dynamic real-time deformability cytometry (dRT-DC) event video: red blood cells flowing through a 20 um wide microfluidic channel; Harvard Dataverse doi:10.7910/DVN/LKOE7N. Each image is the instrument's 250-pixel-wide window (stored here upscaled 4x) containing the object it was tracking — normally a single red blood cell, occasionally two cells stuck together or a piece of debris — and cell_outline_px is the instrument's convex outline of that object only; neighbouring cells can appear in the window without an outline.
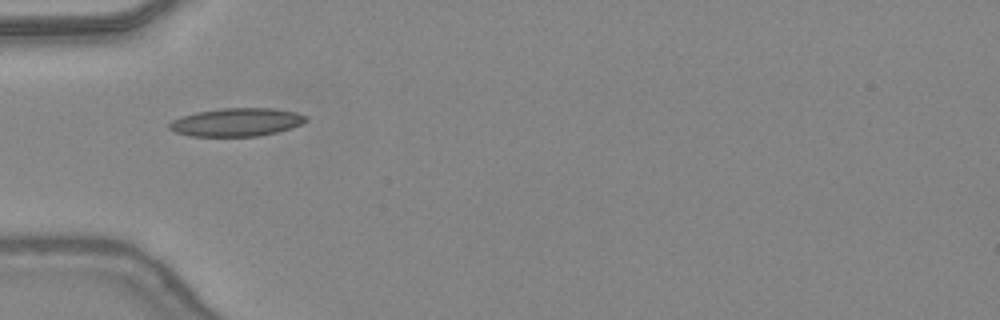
{"species": "common noctule bat (a hibernating species)", "species_latin": "Nyctalus noctula", "temperature_condition": "warm", "stored_images_in_passage": 32, "camera_frame_rate_fps": 3000, "um_per_image_px": 0.085, "animal": {"sex": "female", "body_mass_g": 24.6, "forearm_length_mm": 56.2}, "frame": {"image": 1, "passage_image": 1, "time_ms": 0.0, "image_size_px": [1000, 320], "cell_outline_px": [[308, 120], [292, 128], [276, 132], [256, 136], [188, 136], [176, 132], [168, 128], [168, 124], [172, 120], [180, 116], [196, 112], [220, 108], [272, 108], [296, 112], [308, 116]], "centroid_in_image_um": [20.09, 10.38], "position_along_channel_um": 64.9, "area_um2": 22.54}}
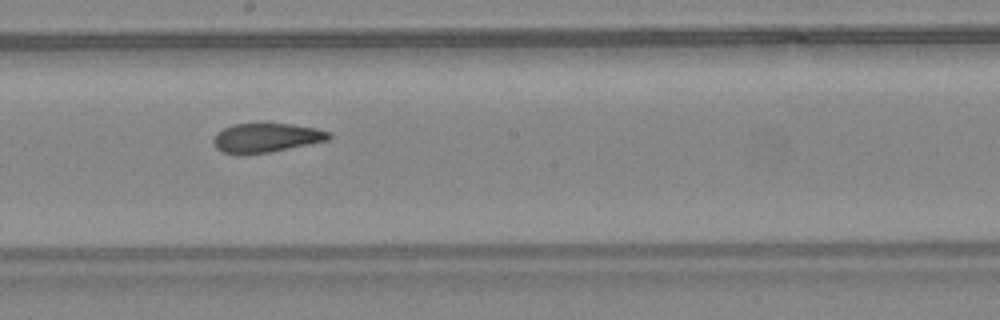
{"frame": {"image": 2, "passage_image": 12, "time_ms": 3.667, "image_size_px": [1000, 320], "cell_outline_px": [[332, 136], [328, 140], [268, 152], [220, 152], [216, 148], [212, 140], [216, 132], [232, 124], [292, 124], [316, 128], [332, 132]], "centroid_in_image_um": [22.65, 11.68], "position_along_channel_um": 225.6, "area_um2": 19.13}}
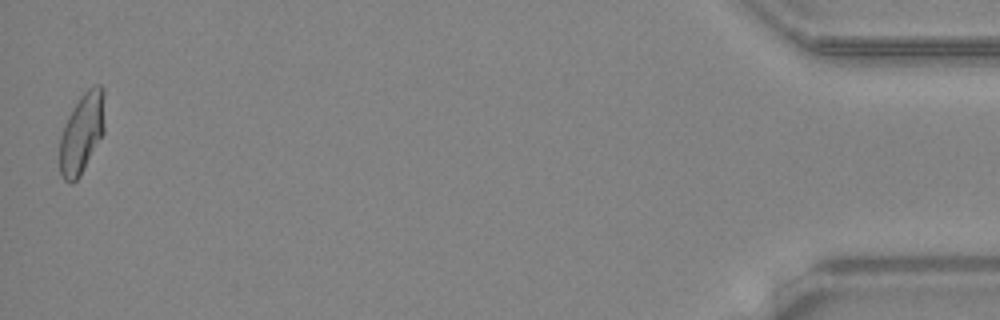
{"frame": {"image": 3, "passage_image": 32, "time_ms": 10.333, "image_size_px": [1000, 320], "cell_outline_px": [[104, 132], [80, 176], [72, 184], [68, 184], [64, 180], [60, 172], [60, 136], [64, 124], [68, 116], [80, 96], [88, 88], [96, 84], [100, 84], [104, 88]], "centroid_in_image_um": [6.96, 11.31], "position_along_channel_um": 428.2, "area_um2": 21.15}, "authors_computed_cell_mechanics": {"area_um2": 20.5768, "velocity_mm_per_s": 4.4032, "shape_relaxation_time_tau1_ms": null, "shape_relaxation_time_tau2_ms": 1.5231, "deformation_change_tau1": null, "deformation_change_tau2": 0.0875}}